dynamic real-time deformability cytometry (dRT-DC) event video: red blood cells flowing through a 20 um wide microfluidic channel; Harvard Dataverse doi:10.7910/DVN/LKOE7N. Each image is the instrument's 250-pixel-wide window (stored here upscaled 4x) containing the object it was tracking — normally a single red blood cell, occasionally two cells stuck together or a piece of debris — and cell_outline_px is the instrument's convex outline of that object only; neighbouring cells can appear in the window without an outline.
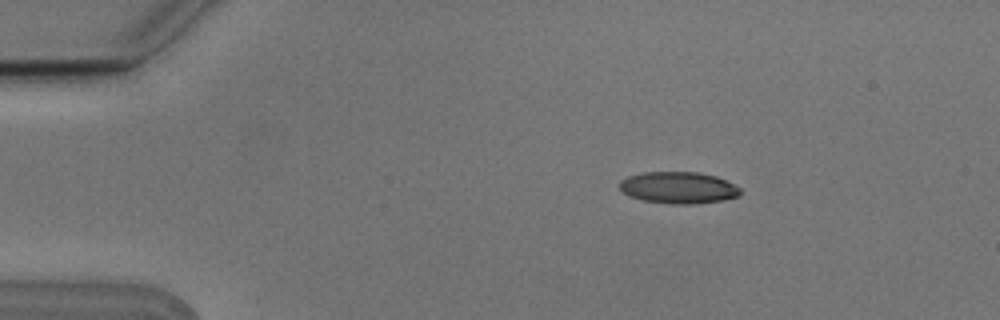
{"species": "Egyptian fruit bat (a non-hibernating species)", "species_latin": "Rousettus aegyptiacus", "temperature_condition": "cold", "stored_images_in_passage": 4, "segment_of_instrument_passage": [1, 2], "camera_frame_rate_fps": 3000, "um_per_image_px": 0.085, "animal": {"sex": "male"}, "frame": {"image": 1, "passage_image": 1, "time_ms": 0.0, "image_size_px": [1000, 320], "cell_outline_px": [[740, 192], [736, 196], [724, 200], [692, 204], [672, 204], [644, 200], [628, 196], [620, 188], [620, 180], [628, 176], [644, 172], [700, 172], [716, 176], [740, 188]], "centroid_in_image_um": [57.64, 15.95], "position_along_channel_um": 27.4, "area_um2": 22.14}}